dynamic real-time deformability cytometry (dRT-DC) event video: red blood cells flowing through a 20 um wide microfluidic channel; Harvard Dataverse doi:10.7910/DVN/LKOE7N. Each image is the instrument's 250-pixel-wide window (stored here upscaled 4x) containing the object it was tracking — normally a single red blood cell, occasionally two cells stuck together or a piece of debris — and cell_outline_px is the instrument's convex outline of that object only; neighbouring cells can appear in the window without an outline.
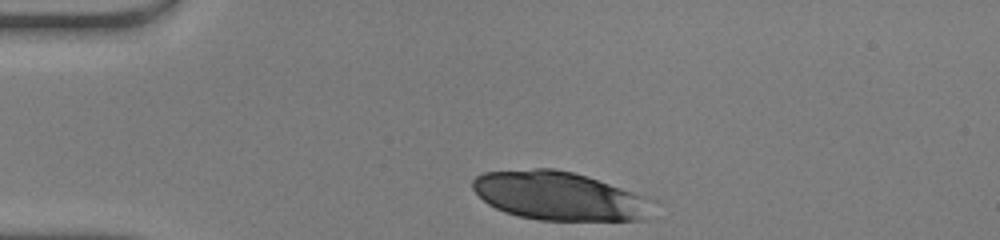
{"species": "human", "species_latin": "Homo sapiens", "temperature_condition": "warm", "stored_images_in_passage": 30, "camera_frame_rate_fps": 3000, "um_per_image_px": 0.085, "donor": {"sex": "male"}, "frame": {"image": 1, "passage_image": 1, "time_ms": 0.0, "image_size_px": [1000, 240], "cell_outline_px": [[628, 220], [548, 220], [524, 216], [508, 212], [484, 200], [476, 192], [472, 184], [480, 176], [488, 172], [568, 172], [584, 176], [596, 180], [616, 188], [624, 192], [628, 216]], "centroid_in_image_um": [46.96, 16.65], "position_along_channel_um": 38.0, "area_um2": 43.29}}
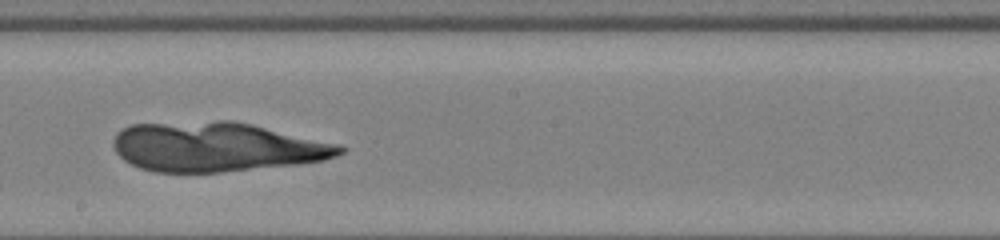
{"frame": {"image": 2, "passage_image": 18, "time_ms": 5.667, "image_size_px": [1000, 240], "cell_outline_px": [[344, 148], [340, 152], [332, 156], [316, 160], [212, 172], [164, 172], [144, 168], [128, 160], [116, 148], [116, 136], [124, 128], [136, 124], [244, 124]], "centroid_in_image_um": [18.23, 12.53], "position_along_channel_um": 230.0, "area_um2": 59.19}}
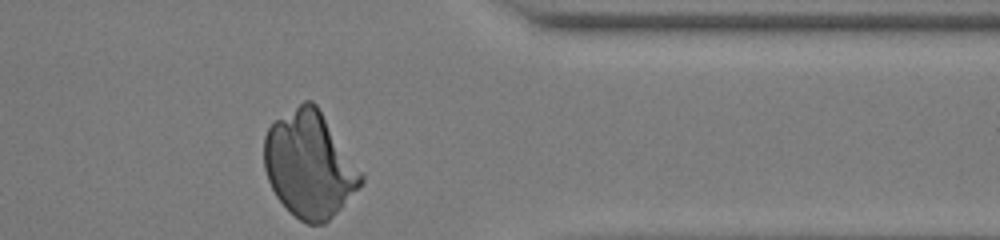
{"frame": {"image": 3, "passage_image": 30, "time_ms": 9.667, "image_size_px": [1000, 240], "cell_outline_px": [[360, 184], [320, 224], [308, 224], [300, 220], [280, 200], [272, 188], [264, 164], [264, 140], [268, 128], [276, 120], [300, 104], [308, 100], [320, 112], [360, 176]], "centroid_in_image_um": [26.18, 13.99], "position_along_channel_um": 385.2, "area_um2": 55.78}}